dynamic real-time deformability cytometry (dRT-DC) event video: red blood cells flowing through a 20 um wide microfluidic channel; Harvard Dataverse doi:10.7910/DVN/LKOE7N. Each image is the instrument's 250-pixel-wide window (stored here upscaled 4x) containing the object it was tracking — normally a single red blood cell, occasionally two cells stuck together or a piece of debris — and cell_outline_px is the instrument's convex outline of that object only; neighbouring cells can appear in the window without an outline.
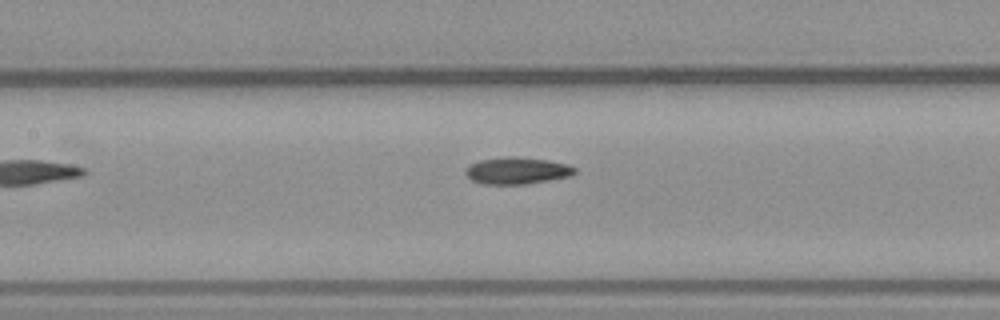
{"species": "common noctule bat (a hibernating species)", "species_latin": "Nyctalus noctula", "temperature_condition": "warm", "stored_images_in_passage": 6, "camera_frame_rate_fps": 3000, "um_per_image_px": 0.085, "animal": {"sex": "male", "body_mass_g": 23.1, "forearm_length_mm": 52.7}, "frame": {"image": 1, "passage_image": 5, "time_ms": 4.667, "image_size_px": [1000, 320], "cell_outline_px": [[576, 172], [572, 176], [528, 184], [480, 184], [472, 180], [464, 172], [472, 164], [480, 160], [508, 156], [512, 156], [548, 160], [568, 164], [576, 168]], "centroid_in_image_um": [43.99, 14.51], "position_along_channel_um": 163.4, "area_um2": 17.11}}